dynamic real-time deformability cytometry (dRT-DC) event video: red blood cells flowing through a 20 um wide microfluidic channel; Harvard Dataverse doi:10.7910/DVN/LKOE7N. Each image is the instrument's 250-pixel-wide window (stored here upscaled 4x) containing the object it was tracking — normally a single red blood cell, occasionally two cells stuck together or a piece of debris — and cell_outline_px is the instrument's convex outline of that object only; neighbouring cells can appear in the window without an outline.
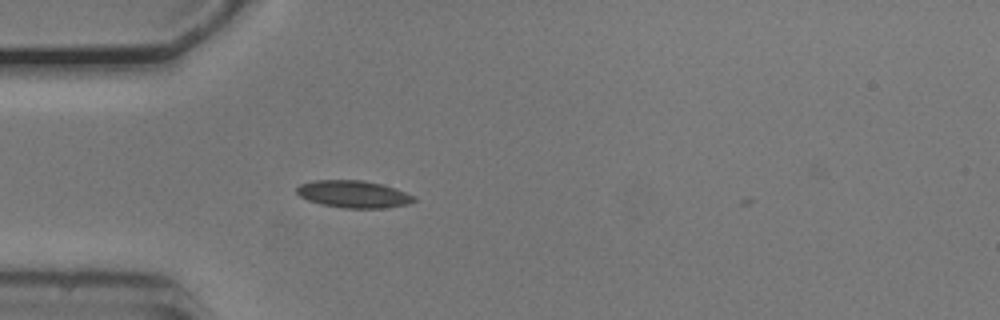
{"species": "common noctule bat (a hibernating species)", "species_latin": "Nyctalus noctula", "temperature_condition": "cold", "stored_images_in_passage": 3, "camera_frame_rate_fps": 3000, "um_per_image_px": 0.085, "animal": {"sex": "male", "body_mass_g": 20.5, "forearm_length_mm": 52.5}, "frame": {"image": 1, "passage_image": 2, "time_ms": 0.333, "image_size_px": [1000, 320], "cell_outline_px": [[416, 200], [408, 204], [384, 208], [344, 208], [320, 204], [308, 200], [300, 196], [296, 192], [296, 188], [300, 184], [316, 180], [364, 180], [396, 188], [416, 196]], "centroid_in_image_um": [30.06, 16.5], "position_along_channel_um": 54.9, "area_um2": 18.67}}